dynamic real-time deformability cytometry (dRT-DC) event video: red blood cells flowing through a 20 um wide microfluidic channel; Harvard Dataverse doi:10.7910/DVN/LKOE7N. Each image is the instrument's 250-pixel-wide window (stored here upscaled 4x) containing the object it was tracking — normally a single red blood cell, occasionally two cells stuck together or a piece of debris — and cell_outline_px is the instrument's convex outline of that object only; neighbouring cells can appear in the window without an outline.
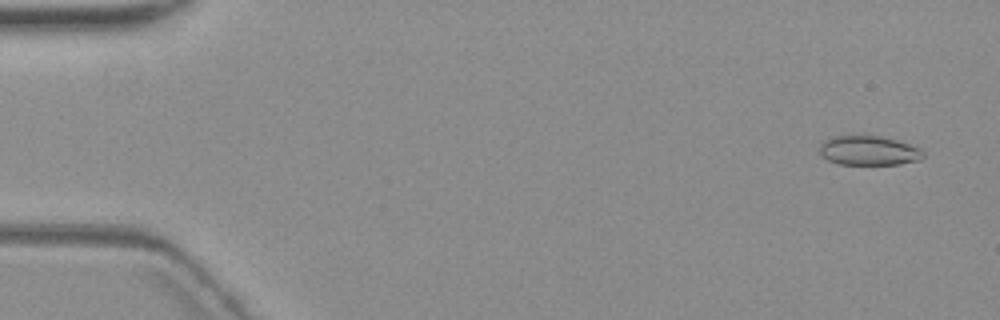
{"species": "common noctule bat (a hibernating species)", "species_latin": "Nyctalus noctula", "temperature_condition": "warm", "stored_images_in_passage": 8, "camera_frame_rate_fps": 3000, "um_per_image_px": 0.085, "animal": {"sex": "female", "body_mass_g": 19.3, "forearm_length_mm": 54.1}, "frame": {"image": 1, "passage_image": 1, "time_ms": 0.0, "image_size_px": [1000, 320], "cell_outline_px": [[924, 156], [920, 160], [900, 164], [840, 164], [828, 160], [820, 156], [820, 144], [824, 140], [836, 136], [880, 136], [896, 140], [920, 148], [924, 152]], "centroid_in_image_um": [73.84, 12.81], "position_along_channel_um": 11.2, "area_um2": 17.69}}
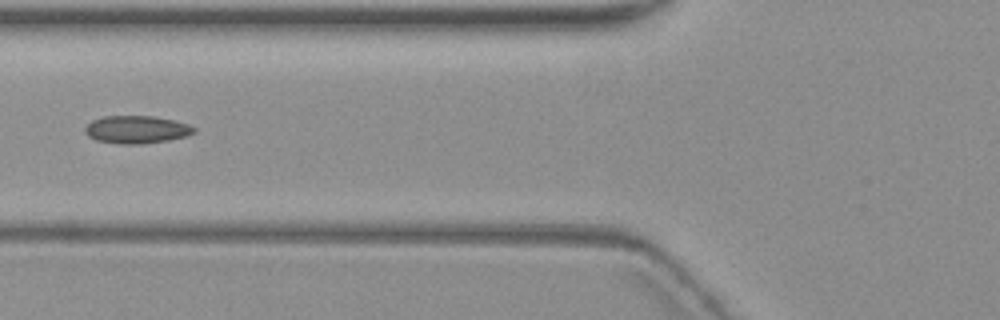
{"frame": {"image": 2, "passage_image": 6, "time_ms": 6.667, "image_size_px": [1000, 320], "cell_outline_px": [[196, 132], [188, 136], [168, 140], [144, 144], [116, 144], [96, 140], [88, 136], [84, 132], [84, 128], [92, 120], [104, 116], [152, 116], [172, 120], [188, 124], [196, 128]], "centroid_in_image_um": [11.6, 11.02], "position_along_channel_um": 114.2, "area_um2": 17.74}}
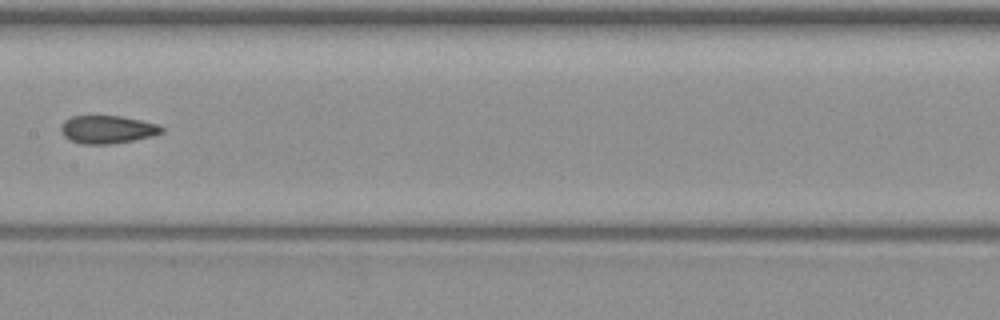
{"frame": {"image": 3, "passage_image": 8, "time_ms": 9.0, "image_size_px": [1000, 320], "cell_outline_px": [[164, 132], [152, 136], [112, 144], [80, 144], [64, 136], [60, 132], [60, 128], [64, 120], [72, 116], [120, 116], [140, 120], [156, 124], [164, 128]], "centroid_in_image_um": [9.11, 11.01], "position_along_channel_um": 198.3, "area_um2": 16.36}}